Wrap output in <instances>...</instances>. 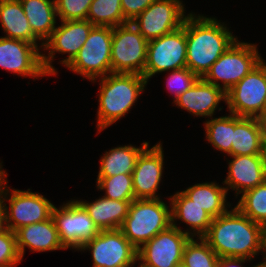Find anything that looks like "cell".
Returning a JSON list of instances; mask_svg holds the SVG:
<instances>
[{"mask_svg": "<svg viewBox=\"0 0 266 267\" xmlns=\"http://www.w3.org/2000/svg\"><path fill=\"white\" fill-rule=\"evenodd\" d=\"M182 192L213 218L228 211L226 207L227 190L215 182L198 183Z\"/></svg>", "mask_w": 266, "mask_h": 267, "instance_id": "4316f807", "label": "cell"}, {"mask_svg": "<svg viewBox=\"0 0 266 267\" xmlns=\"http://www.w3.org/2000/svg\"><path fill=\"white\" fill-rule=\"evenodd\" d=\"M180 0H156L131 23L147 40H153L179 29L186 18Z\"/></svg>", "mask_w": 266, "mask_h": 267, "instance_id": "9a60e30c", "label": "cell"}, {"mask_svg": "<svg viewBox=\"0 0 266 267\" xmlns=\"http://www.w3.org/2000/svg\"><path fill=\"white\" fill-rule=\"evenodd\" d=\"M195 240L193 237L189 239L185 245L182 263L186 267H217L219 256L202 238Z\"/></svg>", "mask_w": 266, "mask_h": 267, "instance_id": "4dcf8cb0", "label": "cell"}, {"mask_svg": "<svg viewBox=\"0 0 266 267\" xmlns=\"http://www.w3.org/2000/svg\"><path fill=\"white\" fill-rule=\"evenodd\" d=\"M148 145L149 142H143L139 148L132 145L118 146L106 152L100 159L98 177L132 174L138 156Z\"/></svg>", "mask_w": 266, "mask_h": 267, "instance_id": "484cf974", "label": "cell"}, {"mask_svg": "<svg viewBox=\"0 0 266 267\" xmlns=\"http://www.w3.org/2000/svg\"><path fill=\"white\" fill-rule=\"evenodd\" d=\"M264 253L263 259H265L264 261L266 262V227L264 228Z\"/></svg>", "mask_w": 266, "mask_h": 267, "instance_id": "ab89813d", "label": "cell"}, {"mask_svg": "<svg viewBox=\"0 0 266 267\" xmlns=\"http://www.w3.org/2000/svg\"><path fill=\"white\" fill-rule=\"evenodd\" d=\"M100 231L120 229L133 200H112L104 196L94 202L77 200Z\"/></svg>", "mask_w": 266, "mask_h": 267, "instance_id": "44dd1931", "label": "cell"}, {"mask_svg": "<svg viewBox=\"0 0 266 267\" xmlns=\"http://www.w3.org/2000/svg\"><path fill=\"white\" fill-rule=\"evenodd\" d=\"M39 49L32 43L0 37V67L24 77L37 79L45 76Z\"/></svg>", "mask_w": 266, "mask_h": 267, "instance_id": "2e32d148", "label": "cell"}, {"mask_svg": "<svg viewBox=\"0 0 266 267\" xmlns=\"http://www.w3.org/2000/svg\"><path fill=\"white\" fill-rule=\"evenodd\" d=\"M4 173H5V171L2 170V165H1V163H0V178H1V176H2Z\"/></svg>", "mask_w": 266, "mask_h": 267, "instance_id": "b9f144b4", "label": "cell"}, {"mask_svg": "<svg viewBox=\"0 0 266 267\" xmlns=\"http://www.w3.org/2000/svg\"><path fill=\"white\" fill-rule=\"evenodd\" d=\"M246 261L251 260L246 258L222 257L219 258L217 267H243L242 263H245Z\"/></svg>", "mask_w": 266, "mask_h": 267, "instance_id": "8d00e7d4", "label": "cell"}, {"mask_svg": "<svg viewBox=\"0 0 266 267\" xmlns=\"http://www.w3.org/2000/svg\"><path fill=\"white\" fill-rule=\"evenodd\" d=\"M100 79L99 133L128 113L147 84L145 77L134 73H110Z\"/></svg>", "mask_w": 266, "mask_h": 267, "instance_id": "3957f363", "label": "cell"}, {"mask_svg": "<svg viewBox=\"0 0 266 267\" xmlns=\"http://www.w3.org/2000/svg\"><path fill=\"white\" fill-rule=\"evenodd\" d=\"M265 149L257 118L234 115L231 156L264 154Z\"/></svg>", "mask_w": 266, "mask_h": 267, "instance_id": "603a6c76", "label": "cell"}, {"mask_svg": "<svg viewBox=\"0 0 266 267\" xmlns=\"http://www.w3.org/2000/svg\"><path fill=\"white\" fill-rule=\"evenodd\" d=\"M260 125L264 149H266V111L257 117Z\"/></svg>", "mask_w": 266, "mask_h": 267, "instance_id": "74e56055", "label": "cell"}, {"mask_svg": "<svg viewBox=\"0 0 266 267\" xmlns=\"http://www.w3.org/2000/svg\"><path fill=\"white\" fill-rule=\"evenodd\" d=\"M87 20L94 26L116 27L128 21L121 9V0H93L87 15Z\"/></svg>", "mask_w": 266, "mask_h": 267, "instance_id": "83f0119b", "label": "cell"}, {"mask_svg": "<svg viewBox=\"0 0 266 267\" xmlns=\"http://www.w3.org/2000/svg\"><path fill=\"white\" fill-rule=\"evenodd\" d=\"M93 0H55L57 16L61 21L85 20Z\"/></svg>", "mask_w": 266, "mask_h": 267, "instance_id": "d6a6232c", "label": "cell"}, {"mask_svg": "<svg viewBox=\"0 0 266 267\" xmlns=\"http://www.w3.org/2000/svg\"><path fill=\"white\" fill-rule=\"evenodd\" d=\"M191 237L189 230L170 225L138 249L139 267H176L182 263L185 245Z\"/></svg>", "mask_w": 266, "mask_h": 267, "instance_id": "30bf717a", "label": "cell"}, {"mask_svg": "<svg viewBox=\"0 0 266 267\" xmlns=\"http://www.w3.org/2000/svg\"><path fill=\"white\" fill-rule=\"evenodd\" d=\"M148 41L131 23L113 28L111 73H134L144 77Z\"/></svg>", "mask_w": 266, "mask_h": 267, "instance_id": "ba28073f", "label": "cell"}, {"mask_svg": "<svg viewBox=\"0 0 266 267\" xmlns=\"http://www.w3.org/2000/svg\"><path fill=\"white\" fill-rule=\"evenodd\" d=\"M0 23L6 38L22 40L38 47L39 39L33 34L19 0H0Z\"/></svg>", "mask_w": 266, "mask_h": 267, "instance_id": "cb8c5ba5", "label": "cell"}, {"mask_svg": "<svg viewBox=\"0 0 266 267\" xmlns=\"http://www.w3.org/2000/svg\"><path fill=\"white\" fill-rule=\"evenodd\" d=\"M112 34V27L94 26L77 56L66 67L94 82L110 74Z\"/></svg>", "mask_w": 266, "mask_h": 267, "instance_id": "52a82bcc", "label": "cell"}, {"mask_svg": "<svg viewBox=\"0 0 266 267\" xmlns=\"http://www.w3.org/2000/svg\"><path fill=\"white\" fill-rule=\"evenodd\" d=\"M261 61L256 45L236 40L211 66L203 79L227 93ZM217 81H222L223 85Z\"/></svg>", "mask_w": 266, "mask_h": 267, "instance_id": "8992f818", "label": "cell"}, {"mask_svg": "<svg viewBox=\"0 0 266 267\" xmlns=\"http://www.w3.org/2000/svg\"><path fill=\"white\" fill-rule=\"evenodd\" d=\"M6 176L5 172L0 178V201L5 211L7 229L15 232L23 226L46 221L52 216L54 205L51 201L44 195L31 192L30 189L28 191L13 189L9 192ZM8 193H11L9 199L6 198ZM6 199L9 201V209L4 203Z\"/></svg>", "mask_w": 266, "mask_h": 267, "instance_id": "5b68a950", "label": "cell"}, {"mask_svg": "<svg viewBox=\"0 0 266 267\" xmlns=\"http://www.w3.org/2000/svg\"><path fill=\"white\" fill-rule=\"evenodd\" d=\"M263 60L226 93L230 113L257 118L266 111V63Z\"/></svg>", "mask_w": 266, "mask_h": 267, "instance_id": "9c48e42d", "label": "cell"}, {"mask_svg": "<svg viewBox=\"0 0 266 267\" xmlns=\"http://www.w3.org/2000/svg\"><path fill=\"white\" fill-rule=\"evenodd\" d=\"M186 67L203 78L219 57L237 40L215 18L190 13L185 18Z\"/></svg>", "mask_w": 266, "mask_h": 267, "instance_id": "7a4b0ae2", "label": "cell"}, {"mask_svg": "<svg viewBox=\"0 0 266 267\" xmlns=\"http://www.w3.org/2000/svg\"><path fill=\"white\" fill-rule=\"evenodd\" d=\"M92 253L93 267H132L138 250L119 230L100 231L80 248Z\"/></svg>", "mask_w": 266, "mask_h": 267, "instance_id": "5bb4252c", "label": "cell"}, {"mask_svg": "<svg viewBox=\"0 0 266 267\" xmlns=\"http://www.w3.org/2000/svg\"><path fill=\"white\" fill-rule=\"evenodd\" d=\"M187 41L185 20L183 25L166 35L148 41L144 77L148 80L155 74L186 68Z\"/></svg>", "mask_w": 266, "mask_h": 267, "instance_id": "8fae6325", "label": "cell"}, {"mask_svg": "<svg viewBox=\"0 0 266 267\" xmlns=\"http://www.w3.org/2000/svg\"><path fill=\"white\" fill-rule=\"evenodd\" d=\"M202 238L220 258L252 260L260 251L264 255V227L253 222L236 207L213 218Z\"/></svg>", "mask_w": 266, "mask_h": 267, "instance_id": "6da1fadb", "label": "cell"}, {"mask_svg": "<svg viewBox=\"0 0 266 267\" xmlns=\"http://www.w3.org/2000/svg\"><path fill=\"white\" fill-rule=\"evenodd\" d=\"M155 1L156 0H121V9L124 18L128 22H132Z\"/></svg>", "mask_w": 266, "mask_h": 267, "instance_id": "d590c367", "label": "cell"}, {"mask_svg": "<svg viewBox=\"0 0 266 267\" xmlns=\"http://www.w3.org/2000/svg\"><path fill=\"white\" fill-rule=\"evenodd\" d=\"M94 27L87 19L61 21V26L55 28L51 36L43 43L44 51L49 50L48 56L42 54V64L47 75H55L56 69L52 66L55 52L68 53V57L60 61L69 65L86 42L91 29Z\"/></svg>", "mask_w": 266, "mask_h": 267, "instance_id": "7c38bea8", "label": "cell"}, {"mask_svg": "<svg viewBox=\"0 0 266 267\" xmlns=\"http://www.w3.org/2000/svg\"><path fill=\"white\" fill-rule=\"evenodd\" d=\"M21 260L15 232L7 229L0 234V267H14Z\"/></svg>", "mask_w": 266, "mask_h": 267, "instance_id": "836d02e7", "label": "cell"}, {"mask_svg": "<svg viewBox=\"0 0 266 267\" xmlns=\"http://www.w3.org/2000/svg\"><path fill=\"white\" fill-rule=\"evenodd\" d=\"M54 219L63 246L80 250L82 245L96 236L100 230L84 207L77 200H70L62 207H53Z\"/></svg>", "mask_w": 266, "mask_h": 267, "instance_id": "4fadbf2b", "label": "cell"}, {"mask_svg": "<svg viewBox=\"0 0 266 267\" xmlns=\"http://www.w3.org/2000/svg\"><path fill=\"white\" fill-rule=\"evenodd\" d=\"M176 267H186L183 263L177 265Z\"/></svg>", "mask_w": 266, "mask_h": 267, "instance_id": "7bdbcfd3", "label": "cell"}, {"mask_svg": "<svg viewBox=\"0 0 266 267\" xmlns=\"http://www.w3.org/2000/svg\"><path fill=\"white\" fill-rule=\"evenodd\" d=\"M33 34L43 43L57 26L55 0H19Z\"/></svg>", "mask_w": 266, "mask_h": 267, "instance_id": "d4e9b609", "label": "cell"}, {"mask_svg": "<svg viewBox=\"0 0 266 267\" xmlns=\"http://www.w3.org/2000/svg\"><path fill=\"white\" fill-rule=\"evenodd\" d=\"M97 187L105 190V198L112 200H135L132 174L97 177Z\"/></svg>", "mask_w": 266, "mask_h": 267, "instance_id": "1f68e13d", "label": "cell"}, {"mask_svg": "<svg viewBox=\"0 0 266 267\" xmlns=\"http://www.w3.org/2000/svg\"><path fill=\"white\" fill-rule=\"evenodd\" d=\"M163 148L158 143L140 153L132 173L135 199H160L156 194L163 172Z\"/></svg>", "mask_w": 266, "mask_h": 267, "instance_id": "e0dca14e", "label": "cell"}, {"mask_svg": "<svg viewBox=\"0 0 266 267\" xmlns=\"http://www.w3.org/2000/svg\"><path fill=\"white\" fill-rule=\"evenodd\" d=\"M171 225L179 219L191 227L192 237H203L213 221V217L204 209L194 204L182 191L170 196ZM194 234V235H193Z\"/></svg>", "mask_w": 266, "mask_h": 267, "instance_id": "7402d4cb", "label": "cell"}, {"mask_svg": "<svg viewBox=\"0 0 266 267\" xmlns=\"http://www.w3.org/2000/svg\"><path fill=\"white\" fill-rule=\"evenodd\" d=\"M171 225V209L161 199H135L120 231L138 250Z\"/></svg>", "mask_w": 266, "mask_h": 267, "instance_id": "277c9868", "label": "cell"}, {"mask_svg": "<svg viewBox=\"0 0 266 267\" xmlns=\"http://www.w3.org/2000/svg\"><path fill=\"white\" fill-rule=\"evenodd\" d=\"M5 222H6L5 211L2 202L0 201V234L7 230V225Z\"/></svg>", "mask_w": 266, "mask_h": 267, "instance_id": "f35d334b", "label": "cell"}, {"mask_svg": "<svg viewBox=\"0 0 266 267\" xmlns=\"http://www.w3.org/2000/svg\"><path fill=\"white\" fill-rule=\"evenodd\" d=\"M226 102V93L219 87L199 78L174 103L195 116L212 117L219 102Z\"/></svg>", "mask_w": 266, "mask_h": 267, "instance_id": "d6986e66", "label": "cell"}, {"mask_svg": "<svg viewBox=\"0 0 266 267\" xmlns=\"http://www.w3.org/2000/svg\"><path fill=\"white\" fill-rule=\"evenodd\" d=\"M206 139L217 150L231 156V145L234 132V114L208 119L205 123Z\"/></svg>", "mask_w": 266, "mask_h": 267, "instance_id": "f546056e", "label": "cell"}, {"mask_svg": "<svg viewBox=\"0 0 266 267\" xmlns=\"http://www.w3.org/2000/svg\"><path fill=\"white\" fill-rule=\"evenodd\" d=\"M255 267H266V262L259 263Z\"/></svg>", "mask_w": 266, "mask_h": 267, "instance_id": "60d3db41", "label": "cell"}, {"mask_svg": "<svg viewBox=\"0 0 266 267\" xmlns=\"http://www.w3.org/2000/svg\"><path fill=\"white\" fill-rule=\"evenodd\" d=\"M242 214L253 222L266 227V180L242 193L238 204L235 206Z\"/></svg>", "mask_w": 266, "mask_h": 267, "instance_id": "f1b7e54d", "label": "cell"}, {"mask_svg": "<svg viewBox=\"0 0 266 267\" xmlns=\"http://www.w3.org/2000/svg\"><path fill=\"white\" fill-rule=\"evenodd\" d=\"M229 172L223 182L226 190L231 188L236 194L255 188L266 180L265 154L231 156Z\"/></svg>", "mask_w": 266, "mask_h": 267, "instance_id": "ac0fdd59", "label": "cell"}, {"mask_svg": "<svg viewBox=\"0 0 266 267\" xmlns=\"http://www.w3.org/2000/svg\"><path fill=\"white\" fill-rule=\"evenodd\" d=\"M18 251L21 258L25 247L31 251L45 252L66 249L59 238L53 217L39 223L23 226L15 231Z\"/></svg>", "mask_w": 266, "mask_h": 267, "instance_id": "ffe728a7", "label": "cell"}, {"mask_svg": "<svg viewBox=\"0 0 266 267\" xmlns=\"http://www.w3.org/2000/svg\"><path fill=\"white\" fill-rule=\"evenodd\" d=\"M169 75L167 87L170 92L174 93V101L199 79V77L187 67L172 70Z\"/></svg>", "mask_w": 266, "mask_h": 267, "instance_id": "e575fe53", "label": "cell"}]
</instances>
